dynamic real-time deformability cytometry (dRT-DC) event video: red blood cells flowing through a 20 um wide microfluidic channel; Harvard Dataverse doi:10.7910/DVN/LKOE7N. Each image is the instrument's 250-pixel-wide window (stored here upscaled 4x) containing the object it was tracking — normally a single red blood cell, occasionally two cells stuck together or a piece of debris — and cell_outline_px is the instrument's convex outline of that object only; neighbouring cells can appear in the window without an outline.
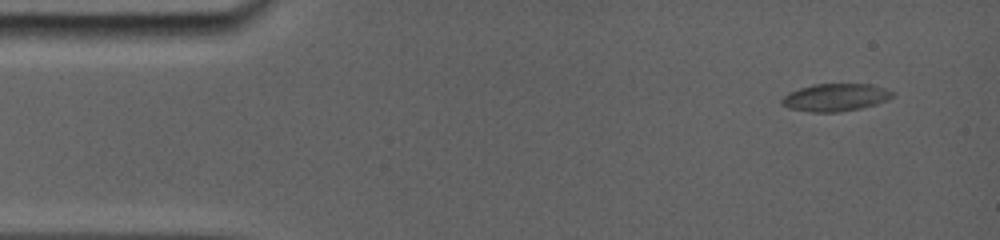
{"species": "common noctule bat (a hibernating species)", "species_latin": "Nyctalus noctula", "temperature_condition": "room temperature", "stored_images_in_passage": 21, "camera_frame_rate_fps": 5000, "um_per_image_px": 0.085, "animal": {"sex": "female", "body_mass_g": 19.0, "forearm_length_mm": 56.7}, "frame": {"image": 1, "passage_image": 2, "time_ms": 0.8, "image_size_px": [1000, 240], "cell_outline_px": [[896, 92], [892, 96], [876, 104], [860, 108], [832, 112], [816, 112], [788, 108], [780, 100], [788, 92], [812, 84], [872, 84]], "centroid_in_image_um": [71.0, 8.26], "position_along_channel_um": 14.0, "area_um2": 17.51}}
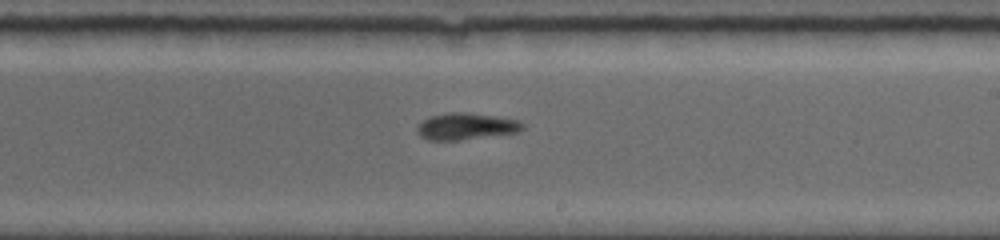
{"frame": {"image": 2, "passage_image": 13, "time_ms": 9.4, "image_size_px": [1000, 240], "cell_outline_px": [[524, 128], [520, 132], [460, 140], [428, 140], [420, 136], [416, 128], [424, 120], [432, 116], [448, 112], [468, 112], [496, 116], [520, 120], [524, 124]], "centroid_in_image_um": [39.67, 10.74], "position_along_channel_um": 249.3, "area_um2": 16.47}}
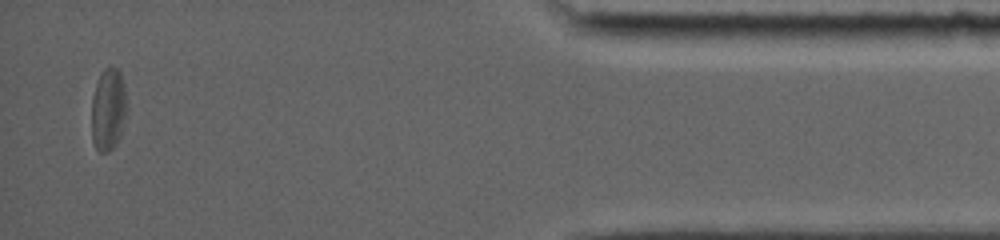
{"frame": {"image": 3, "passage_image": 21, "time_ms": 15.4, "image_size_px": [1000, 240], "cell_outline_px": [[128, 108], [120, 136], [116, 144], [108, 152], [100, 152], [96, 148], [92, 140], [92, 96], [96, 84], [104, 68], [112, 64], [120, 72], [124, 84]], "centroid_in_image_um": [9.22, 9.28], "position_along_channel_um": 426.0, "area_um2": 17.17}, "authors_computed_cell_mechanics": {"area_um2": 16.5886, "velocity_mm_per_s": 3.8255, "shape_relaxation_time_tau1_ms": 5.6806, "shape_relaxation_time_tau2_ms": 3.284, "deformation_change_tau1": 0.1729, "deformation_change_tau2": 0.1061}}